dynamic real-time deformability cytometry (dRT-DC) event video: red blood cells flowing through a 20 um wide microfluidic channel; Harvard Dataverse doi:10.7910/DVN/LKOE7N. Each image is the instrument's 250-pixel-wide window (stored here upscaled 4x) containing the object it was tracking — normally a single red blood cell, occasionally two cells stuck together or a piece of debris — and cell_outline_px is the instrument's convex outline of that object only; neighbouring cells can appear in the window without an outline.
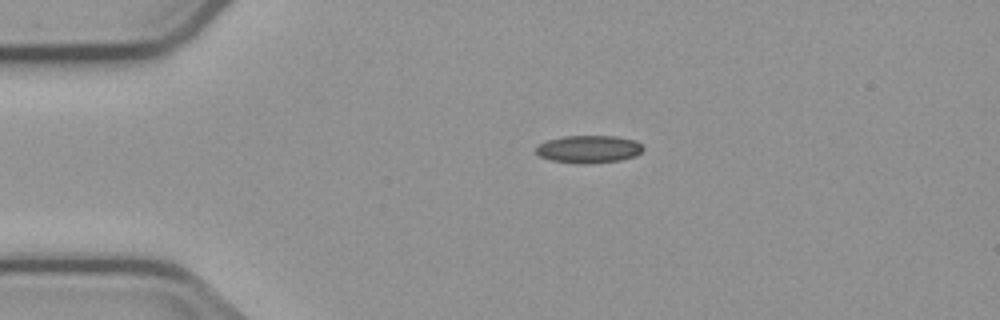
{"species": "common noctule bat (a hibernating species)", "species_latin": "Nyctalus noctula", "temperature_condition": "cold", "stored_images_in_passage": 1, "camera_frame_rate_fps": 3000, "um_per_image_px": 0.085, "animal": {"sex": "male", "body_mass_g": 23.1, "forearm_length_mm": 52.7}, "frame": {"image": 1, "passage_image": 1, "time_ms": 0.0, "image_size_px": [1000, 320], "cell_outline_px": [[644, 148], [636, 156], [620, 160], [584, 164], [552, 160], [540, 156], [536, 152], [536, 144], [548, 140], [564, 136], [616, 136], [636, 140]], "centroid_in_image_um": [50.04, 12.67], "position_along_channel_um": 35.0, "area_um2": 17.17}}